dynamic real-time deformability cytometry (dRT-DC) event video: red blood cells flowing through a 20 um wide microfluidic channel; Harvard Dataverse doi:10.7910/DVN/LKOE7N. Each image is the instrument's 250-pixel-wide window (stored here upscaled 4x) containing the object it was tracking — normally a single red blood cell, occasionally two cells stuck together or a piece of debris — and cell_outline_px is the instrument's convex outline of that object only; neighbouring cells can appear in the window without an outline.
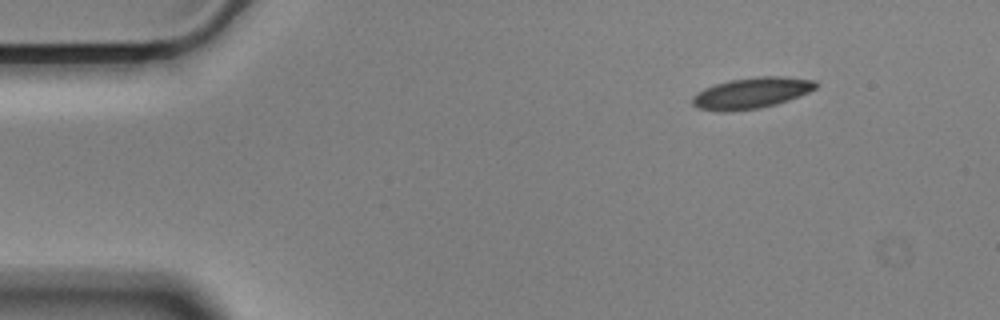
{"species": "Egyptian fruit bat (a non-hibernating species)", "species_latin": "Rousettus aegyptiacus", "temperature_condition": "cold", "stored_images_in_passage": 9, "camera_frame_rate_fps": 3000, "um_per_image_px": 0.085, "animal": {"sex": "male"}, "frame": {"image": 1, "passage_image": 1, "time_ms": 0.0, "image_size_px": [1000, 320], "cell_outline_px": [[816, 88], [808, 92], [788, 100], [776, 104], [760, 108], [732, 112], [720, 112], [700, 108], [692, 104], [692, 96], [696, 92], [704, 88], [728, 80], [760, 76], [784, 76], [816, 80]], "centroid_in_image_um": [63.85, 7.91], "position_along_channel_um": 21.1, "area_um2": 22.43}}